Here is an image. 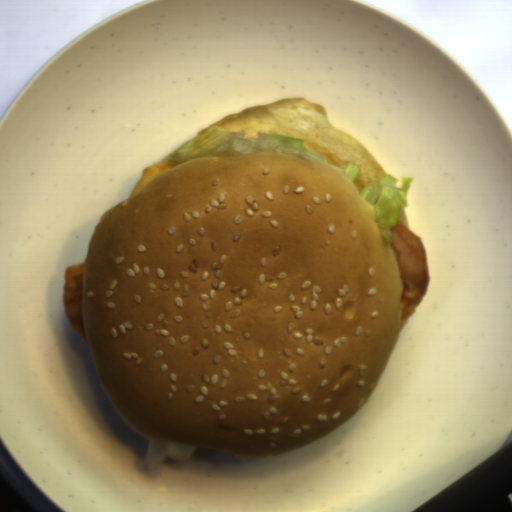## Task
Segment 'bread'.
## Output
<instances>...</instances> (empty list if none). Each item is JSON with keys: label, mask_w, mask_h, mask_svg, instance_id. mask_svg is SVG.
Returning a JSON list of instances; mask_svg holds the SVG:
<instances>
[{"label": "bread", "mask_w": 512, "mask_h": 512, "mask_svg": "<svg viewBox=\"0 0 512 512\" xmlns=\"http://www.w3.org/2000/svg\"><path fill=\"white\" fill-rule=\"evenodd\" d=\"M164 156L88 243L81 311L103 389L147 440L282 456L364 408L403 330L374 206L329 165Z\"/></svg>", "instance_id": "8d2b1439"}, {"label": "bread", "mask_w": 512, "mask_h": 512, "mask_svg": "<svg viewBox=\"0 0 512 512\" xmlns=\"http://www.w3.org/2000/svg\"><path fill=\"white\" fill-rule=\"evenodd\" d=\"M212 125L227 131L244 132V138H257L258 132L302 138L306 149L318 152L326 157L327 164L342 169L346 168L348 161H354L362 169L353 183L359 193L387 174L365 145L329 121L323 105L302 96L244 107L208 124L197 131L196 136Z\"/></svg>", "instance_id": "cb027b5d"}, {"label": "bread", "mask_w": 512, "mask_h": 512, "mask_svg": "<svg viewBox=\"0 0 512 512\" xmlns=\"http://www.w3.org/2000/svg\"><path fill=\"white\" fill-rule=\"evenodd\" d=\"M398 220L410 230L409 221L406 213L405 206H400L399 218Z\"/></svg>", "instance_id": "b6be36c0"}]
</instances>
